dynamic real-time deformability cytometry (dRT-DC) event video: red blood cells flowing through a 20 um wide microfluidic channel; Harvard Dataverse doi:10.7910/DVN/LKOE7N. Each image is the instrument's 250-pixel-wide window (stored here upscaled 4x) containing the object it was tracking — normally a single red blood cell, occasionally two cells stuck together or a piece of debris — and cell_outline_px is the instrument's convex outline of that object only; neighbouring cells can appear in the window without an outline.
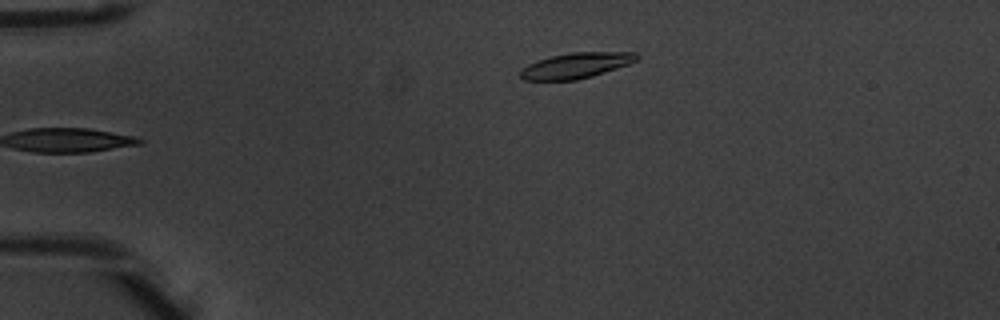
{"species": "common noctule bat (a hibernating species)", "species_latin": "Nyctalus noctula", "temperature_condition": "warm", "stored_images_in_passage": 4, "camera_frame_rate_fps": 3000, "um_per_image_px": 0.085, "animal": {"sex": "male", "body_mass_g": 20.1, "forearm_length_mm": 53.5}, "frame": {"image": 1, "passage_image": 4, "time_ms": 1.0, "image_size_px": [1000, 320], "cell_outline_px": [[640, 56], [636, 60], [628, 64], [592, 76], [576, 80], [524, 80], [520, 76], [520, 68], [536, 60], [552, 56], [572, 52], [636, 52]], "centroid_in_image_um": [48.93, 5.56], "position_along_channel_um": 36.1, "area_um2": 17.28}}